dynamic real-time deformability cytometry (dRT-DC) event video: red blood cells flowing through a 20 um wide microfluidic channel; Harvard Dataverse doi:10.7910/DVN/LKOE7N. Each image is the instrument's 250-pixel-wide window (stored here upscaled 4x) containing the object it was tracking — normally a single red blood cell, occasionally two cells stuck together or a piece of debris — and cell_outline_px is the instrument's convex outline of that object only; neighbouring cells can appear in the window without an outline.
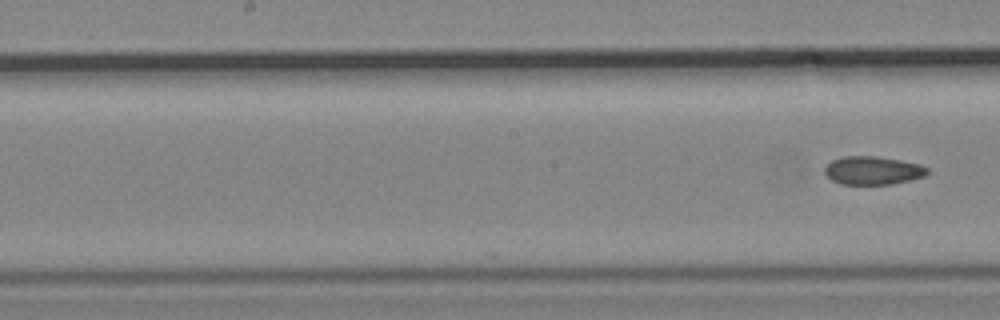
{"species": "common noctule bat (a hibernating species)", "species_latin": "Nyctalus noctula", "temperature_condition": "cold", "stored_images_in_passage": 12, "camera_frame_rate_fps": 3000, "um_per_image_px": 0.085, "animal": {"sex": "male", "body_mass_g": 19.2, "forearm_length_mm": 51.8}, "frame": {"image": 1, "passage_image": 12, "time_ms": 3.667, "image_size_px": [1000, 320], "cell_outline_px": [[928, 172], [924, 176], [892, 184], [840, 184], [832, 180], [824, 172], [824, 168], [832, 160], [844, 156], [876, 156], [900, 160], [920, 164], [928, 168]], "centroid_in_image_um": [74.18, 14.48], "position_along_channel_um": 174.0, "area_um2": 16.82}}